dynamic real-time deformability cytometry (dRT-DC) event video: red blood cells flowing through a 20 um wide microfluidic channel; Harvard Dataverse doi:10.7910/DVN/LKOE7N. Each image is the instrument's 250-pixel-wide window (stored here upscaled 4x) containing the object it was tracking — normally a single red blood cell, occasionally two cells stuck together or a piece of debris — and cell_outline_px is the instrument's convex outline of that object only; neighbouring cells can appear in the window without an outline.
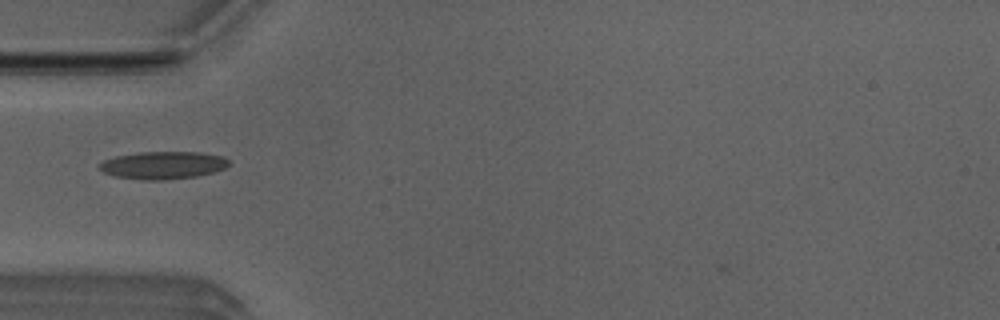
{"species": "Egyptian fruit bat (a non-hibernating species)", "species_latin": "Rousettus aegyptiacus", "temperature_condition": "room temperature", "stored_images_in_passage": 5, "camera_frame_rate_fps": 3000, "um_per_image_px": 0.085, "animal": {"sex": "male"}, "frame": {"image": 1, "passage_image": 5, "time_ms": 1.333, "image_size_px": [1000, 320], "cell_outline_px": [[228, 164], [224, 168], [212, 172], [196, 176], [164, 180], [144, 180], [116, 176], [104, 172], [100, 168], [100, 164], [104, 160], [116, 156], [136, 152], [200, 152], [224, 156], [228, 160]], "centroid_in_image_um": [13.86, 14.03], "position_along_channel_um": 71.1, "area_um2": 20.63}}